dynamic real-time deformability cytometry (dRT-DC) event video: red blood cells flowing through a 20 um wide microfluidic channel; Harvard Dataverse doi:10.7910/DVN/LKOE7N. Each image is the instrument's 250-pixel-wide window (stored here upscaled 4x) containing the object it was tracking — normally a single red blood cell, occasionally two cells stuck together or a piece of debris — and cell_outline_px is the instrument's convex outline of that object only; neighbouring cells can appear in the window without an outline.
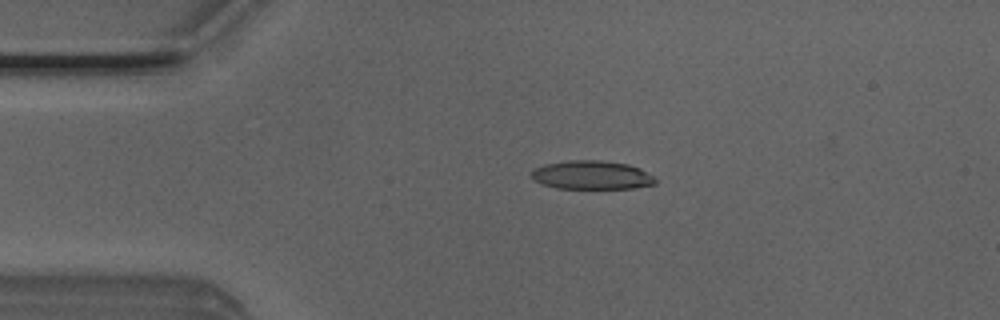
{"species": "Egyptian fruit bat (a non-hibernating species)", "species_latin": "Rousettus aegyptiacus", "temperature_condition": "room temperature", "stored_images_in_passage": 46, "camera_frame_rate_fps": 3000, "um_per_image_px": 0.085, "animal": {"sex": "male"}, "frame": {"image": 1, "passage_image": 6, "time_ms": 1.667, "image_size_px": [1000, 320], "cell_outline_px": [[656, 184], [632, 188], [556, 188], [540, 184], [532, 180], [532, 172], [536, 168], [544, 164], [568, 160], [600, 160], [628, 164], [640, 168], [652, 176], [656, 180]], "centroid_in_image_um": [50.27, 14.88], "position_along_channel_um": 34.7, "area_um2": 20.69}}
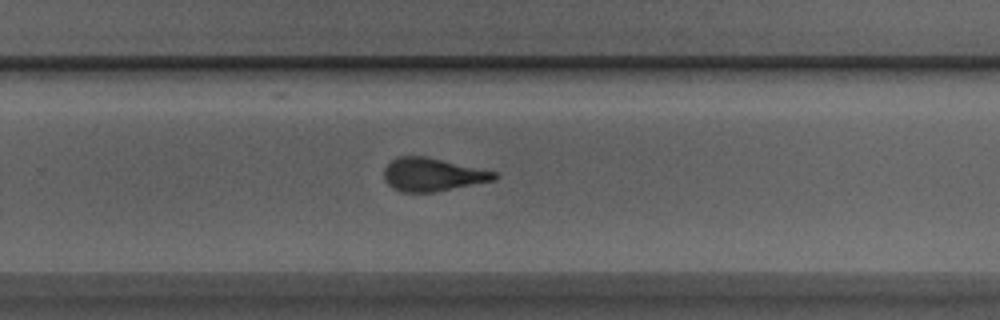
{"frame": {"image": 2, "passage_image": 28, "time_ms": 9.0, "image_size_px": [1000, 320], "cell_outline_px": [[500, 176], [496, 180], [436, 192], [400, 192], [392, 188], [384, 180], [384, 168], [396, 156], [424, 156], [496, 172]], "centroid_in_image_um": [36.75, 14.85], "position_along_channel_um": 293.0, "area_um2": 21.39}}
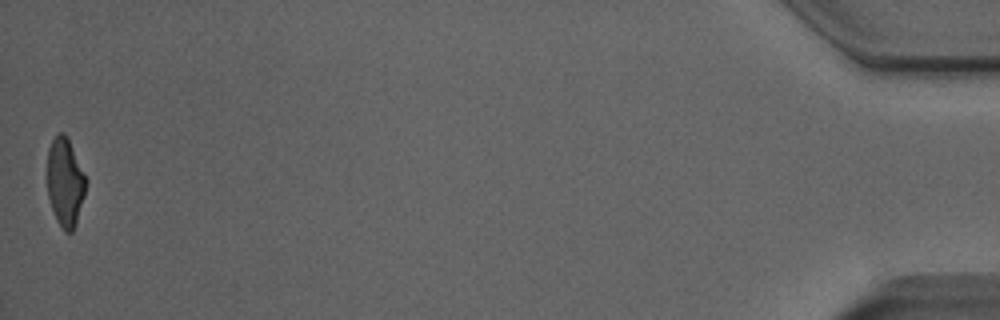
{"frame": {"image": 3, "passage_image": 46, "time_ms": 15.0, "image_size_px": [1000, 320], "cell_outline_px": [[88, 180], [84, 196], [76, 224], [72, 232], [64, 232], [56, 220], [48, 196], [48, 148], [52, 140], [60, 132], [64, 132]], "centroid_in_image_um": [5.55, 15.52], "position_along_channel_um": 429.7, "area_um2": 19.77}, "authors_computed_cell_mechanics": {"area_um2": 21.4149, "velocity_mm_per_s": 4.0147, "shape_relaxation_time_tau1_ms": 4.7972, "shape_relaxation_time_tau2_ms": 1.7246, "deformation_change_tau1": 0.2279, "deformation_change_tau2": 0.1176}}